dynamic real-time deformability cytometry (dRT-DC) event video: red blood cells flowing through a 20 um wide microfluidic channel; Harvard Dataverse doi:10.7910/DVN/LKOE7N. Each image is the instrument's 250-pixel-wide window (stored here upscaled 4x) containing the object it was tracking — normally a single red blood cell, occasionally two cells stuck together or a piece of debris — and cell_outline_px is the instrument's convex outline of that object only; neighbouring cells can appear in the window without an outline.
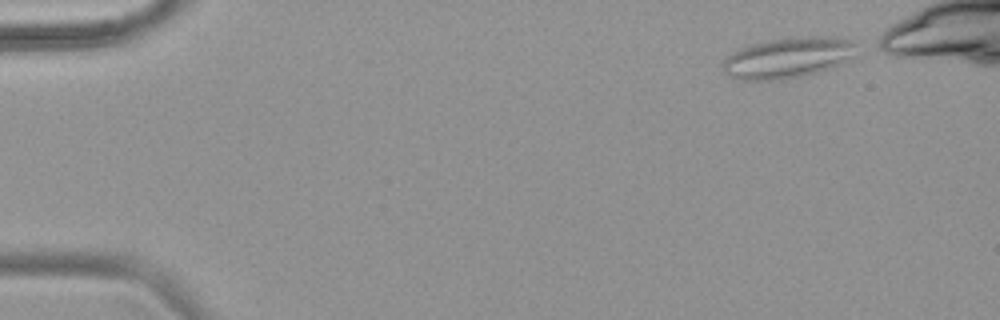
{"species": "common noctule bat (a hibernating species)", "species_latin": "Nyctalus noctula", "temperature_condition": "warm", "stored_images_in_passage": 46, "camera_frame_rate_fps": 3000, "um_per_image_px": 0.085, "animal": {"sex": "female", "body_mass_g": 18.4}, "frame": {"image": 1, "passage_image": 1, "time_ms": 0.0, "image_size_px": [1000, 320], "cell_outline_px": [[860, 44], [852, 56], [840, 64], [816, 72], [784, 80], [736, 80], [728, 76], [720, 68], [720, 64], [732, 52], [740, 48], [752, 44], [772, 40], [800, 36], [836, 36], [856, 40]], "centroid_in_image_um": [66.98, 4.9], "position_along_channel_um": 18.0, "area_um2": 32.14}}
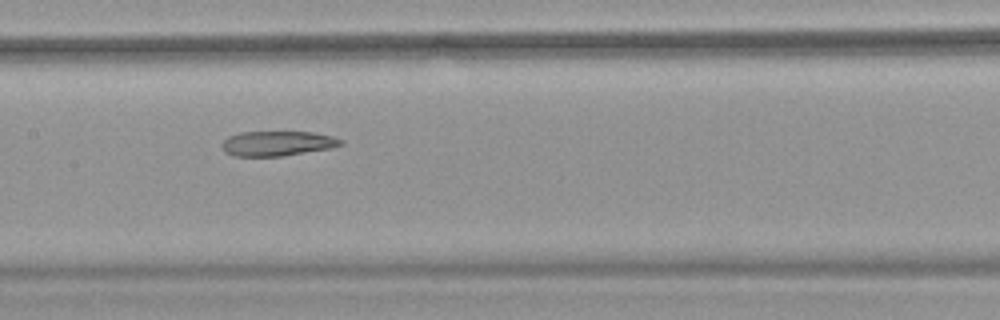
{"frame": {"image": 2, "passage_image": 23, "time_ms": 7.333, "image_size_px": [1000, 320], "cell_outline_px": [[344, 144], [332, 148], [280, 156], [232, 156], [224, 152], [220, 144], [228, 136], [240, 132], [312, 132], [332, 136], [344, 140]], "centroid_in_image_um": [23.56, 12.19], "position_along_channel_um": 183.8, "area_um2": 17.34}}
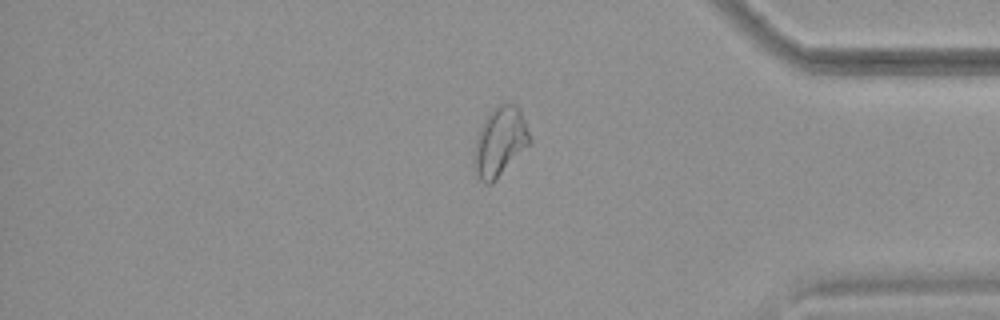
{"frame": {"image": 3, "passage_image": 41, "time_ms": 13.333, "image_size_px": [1000, 320], "cell_outline_px": [[532, 140], [492, 184], [484, 184], [480, 180], [472, 164], [476, 136], [488, 112], [492, 108], [500, 104], [516, 104], [520, 108]], "centroid_in_image_um": [42.46, 12.04], "position_along_channel_um": 392.7, "area_um2": 22.43}}